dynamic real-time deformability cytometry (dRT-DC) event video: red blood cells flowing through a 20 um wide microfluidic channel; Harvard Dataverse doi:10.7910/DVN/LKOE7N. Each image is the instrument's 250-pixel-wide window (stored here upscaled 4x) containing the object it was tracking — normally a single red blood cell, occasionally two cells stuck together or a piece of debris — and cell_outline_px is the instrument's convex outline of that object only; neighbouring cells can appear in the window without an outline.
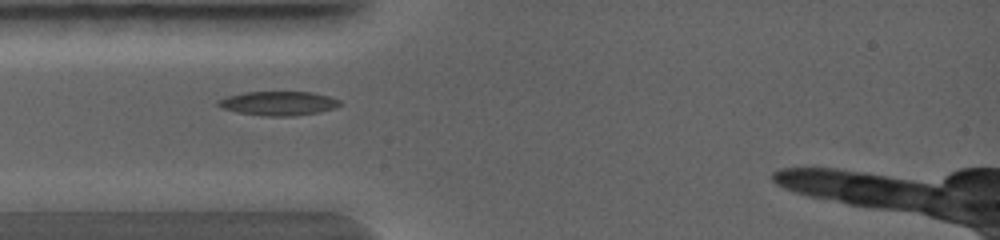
{"species": "common noctule bat (a hibernating species)", "species_latin": "Nyctalus noctula", "temperature_condition": "warm", "stored_images_in_passage": 11, "camera_frame_rate_fps": 5000, "um_per_image_px": 0.085, "animal": {"sex": "female", "body_mass_g": 19.0, "forearm_length_mm": 56.7}, "frame": {"image": 1, "passage_image": 3, "time_ms": 2.2, "image_size_px": [1000, 240], "cell_outline_px": [[344, 104], [336, 108], [320, 112], [292, 116], [264, 116], [236, 112], [220, 108], [216, 104], [216, 100], [228, 96], [244, 92], [312, 92], [328, 96], [340, 100]], "centroid_in_image_um": [23.67, 8.79], "position_along_channel_um": 61.3, "area_um2": 17.34}}
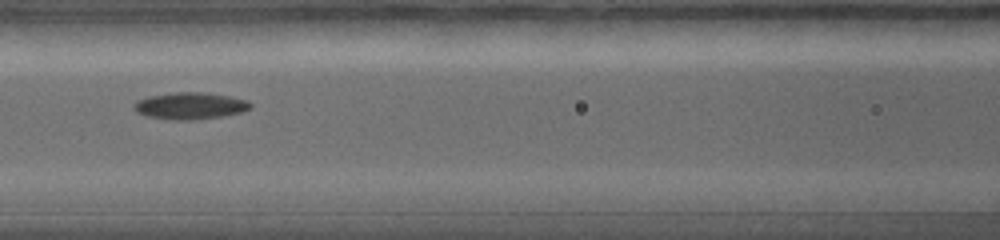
{"frame": {"image": 2, "passage_image": 6, "time_ms": 3.6, "image_size_px": [1000, 240], "cell_outline_px": [[252, 108], [240, 112], [220, 116], [192, 120], [172, 120], [148, 116], [136, 112], [132, 104], [136, 100], [148, 96], [176, 92], [204, 92], [232, 96], [248, 100], [252, 104]], "centroid_in_image_um": [16.16, 8.98], "position_along_channel_um": 150.4, "area_um2": 18.32}}
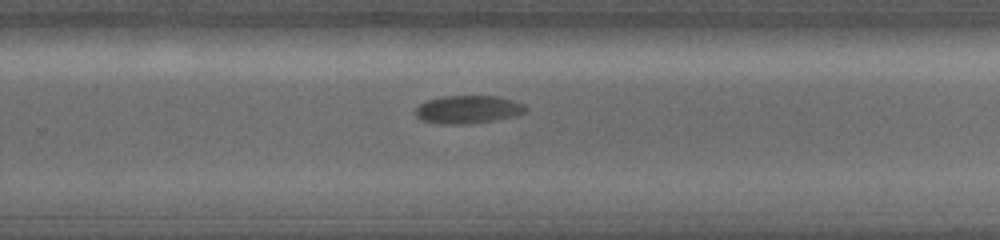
{"frame": {"image": 3, "passage_image": 11, "time_ms": 5.8, "image_size_px": [1000, 240], "cell_outline_px": [[528, 108], [524, 112], [516, 116], [496, 120], [464, 124], [452, 124], [420, 120], [416, 116], [416, 108], [420, 104], [428, 100], [444, 96], [496, 96], [512, 100], [524, 104]], "centroid_in_image_um": [39.81, 9.3], "position_along_channel_um": 290.0, "area_um2": 17.8}}